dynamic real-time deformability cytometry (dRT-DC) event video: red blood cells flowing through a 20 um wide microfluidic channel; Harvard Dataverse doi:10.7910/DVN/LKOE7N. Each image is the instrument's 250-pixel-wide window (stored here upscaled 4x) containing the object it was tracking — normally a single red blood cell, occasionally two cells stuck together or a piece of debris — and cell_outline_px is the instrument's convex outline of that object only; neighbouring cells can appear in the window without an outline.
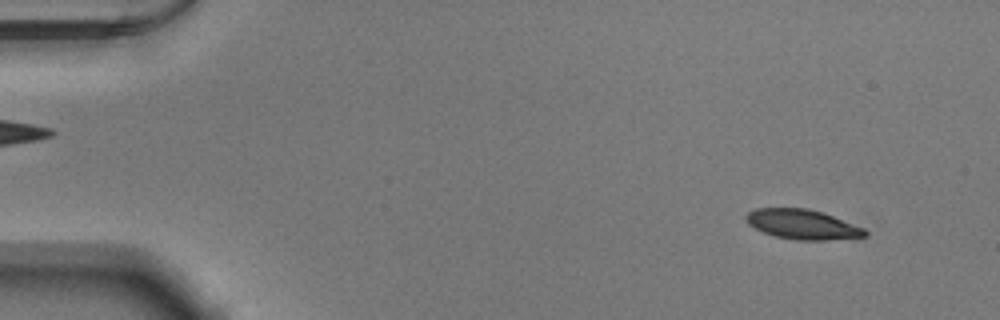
{"species": "Egyptian fruit bat (a non-hibernating species)", "species_latin": "Rousettus aegyptiacus", "temperature_condition": "warm", "stored_images_in_passage": 49, "camera_frame_rate_fps": 3000, "um_per_image_px": 0.085, "animal": {"sex": "male"}, "frame": {"image": 1, "passage_image": 1, "time_ms": 0.0, "image_size_px": [1000, 320], "cell_outline_px": [[868, 236], [824, 240], [796, 240], [776, 236], [764, 232], [748, 224], [744, 220], [744, 216], [748, 212], [756, 208], [808, 208], [824, 212], [864, 228], [868, 232]], "centroid_in_image_um": [68.21, 19.06], "position_along_channel_um": 16.8, "area_um2": 20.69}}
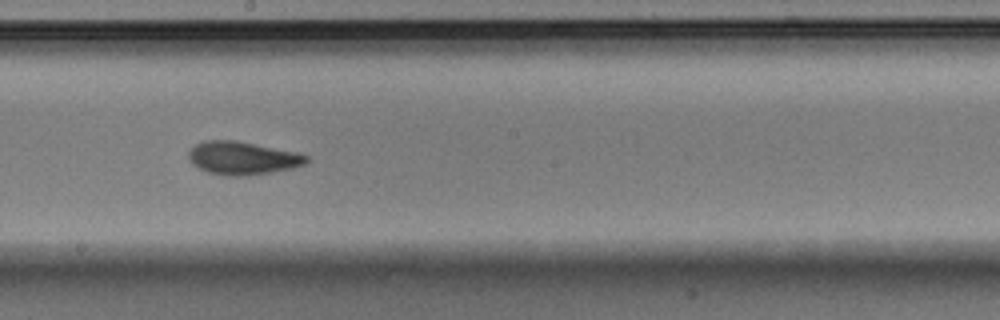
{"frame": {"image": 2, "passage_image": 26, "time_ms": 8.333, "image_size_px": [1000, 320], "cell_outline_px": [[308, 160], [304, 164], [292, 168], [272, 172], [248, 176], [228, 176], [208, 172], [192, 164], [188, 156], [188, 152], [196, 144], [204, 140], [236, 140], [296, 152], [308, 156]], "centroid_in_image_um": [20.6, 13.44], "position_along_channel_um": 227.6, "area_um2": 22.66}}
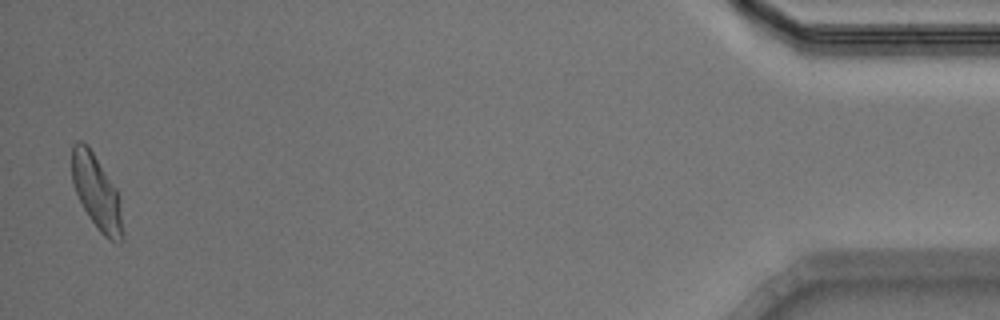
{"frame": {"image": 3, "passage_image": 48, "time_ms": 15.667, "image_size_px": [1000, 320], "cell_outline_px": [[124, 240], [120, 244], [108, 240], [100, 232], [84, 208], [72, 184], [72, 144], [76, 140], [80, 140], [88, 144], [116, 188], [120, 196], [124, 232]], "centroid_in_image_um": [8.25, 16.36], "position_along_channel_um": 427.0, "area_um2": 22.37}, "authors_computed_cell_mechanics": {"area_um2": 21.675, "velocity_mm_per_s": 3.8729, "shape_relaxation_time_tau1_ms": 2.0178, "shape_relaxation_time_tau2_ms": 1.2539, "deformation_change_tau1": 0.146, "deformation_change_tau2": 0.0826}}